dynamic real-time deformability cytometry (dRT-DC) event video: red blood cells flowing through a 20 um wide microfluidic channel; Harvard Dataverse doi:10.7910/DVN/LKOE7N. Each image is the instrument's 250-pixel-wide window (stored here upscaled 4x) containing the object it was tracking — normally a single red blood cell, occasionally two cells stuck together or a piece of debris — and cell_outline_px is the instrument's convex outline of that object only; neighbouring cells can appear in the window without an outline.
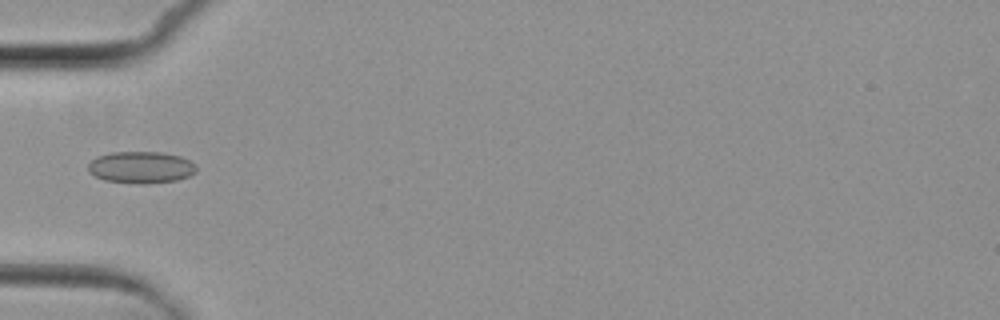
{"species": "common noctule bat (a hibernating species)", "species_latin": "Nyctalus noctula", "temperature_condition": "cold", "stored_images_in_passage": 4, "camera_frame_rate_fps": 3000, "um_per_image_px": 0.085, "animal": {"sex": "female", "body_mass_g": 29.2, "forearm_length_mm": 56.3}, "frame": {"image": 1, "passage_image": 4, "time_ms": 3.667, "image_size_px": [1000, 320], "cell_outline_px": [[196, 172], [188, 176], [176, 180], [148, 184], [136, 184], [104, 180], [88, 172], [88, 164], [96, 156], [112, 152], [160, 152], [180, 156], [196, 164]], "centroid_in_image_um": [11.97, 14.23], "position_along_channel_um": 73.0, "area_um2": 20.17}}